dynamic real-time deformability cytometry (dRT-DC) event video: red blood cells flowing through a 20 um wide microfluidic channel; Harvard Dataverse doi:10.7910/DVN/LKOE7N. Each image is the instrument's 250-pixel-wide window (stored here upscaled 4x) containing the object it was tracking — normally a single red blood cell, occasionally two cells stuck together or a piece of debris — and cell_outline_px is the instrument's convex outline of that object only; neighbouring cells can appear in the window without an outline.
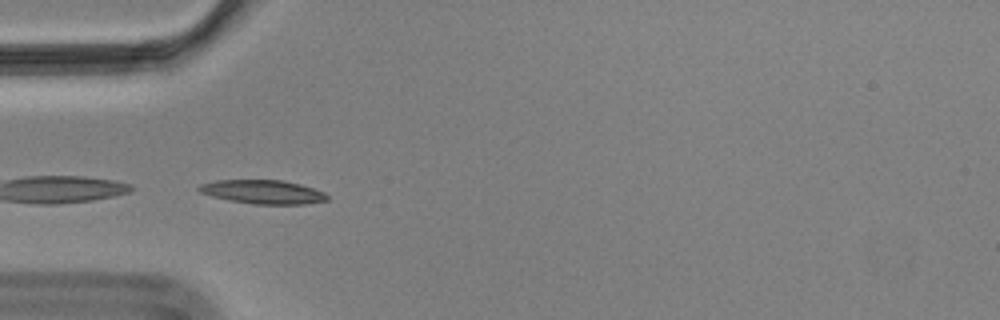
{"species": "Egyptian fruit bat (a non-hibernating species)", "species_latin": "Rousettus aegyptiacus", "temperature_condition": "cold", "stored_images_in_passage": 10, "camera_frame_rate_fps": 3000, "um_per_image_px": 0.085, "animal": {"sex": "male"}, "frame": {"image": 1, "passage_image": 1, "time_ms": 0.0, "image_size_px": [1000, 320], "cell_outline_px": [[328, 200], [304, 204], [256, 204], [232, 200], [212, 196], [200, 192], [196, 188], [200, 184], [216, 180], [280, 180], [300, 184], [324, 192], [328, 196]], "centroid_in_image_um": [22.34, 16.3], "position_along_channel_um": 62.7, "area_um2": 17.57}}